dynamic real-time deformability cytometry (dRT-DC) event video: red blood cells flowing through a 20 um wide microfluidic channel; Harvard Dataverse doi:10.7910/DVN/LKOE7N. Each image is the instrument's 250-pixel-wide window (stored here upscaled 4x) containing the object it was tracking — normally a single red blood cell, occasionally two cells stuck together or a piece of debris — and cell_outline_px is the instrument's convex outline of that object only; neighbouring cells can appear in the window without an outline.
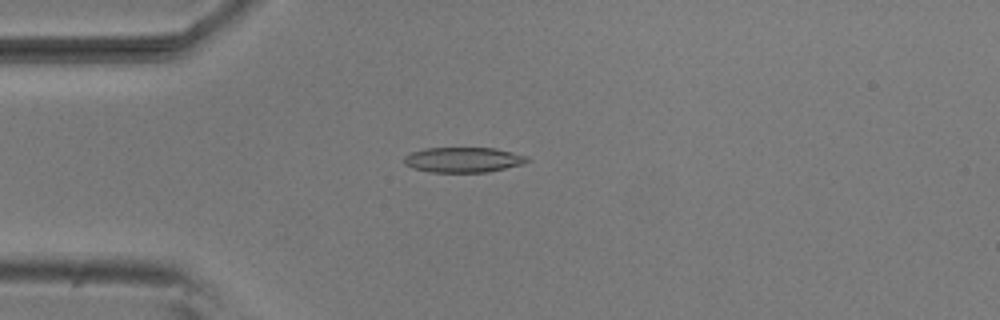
{"species": "common noctule bat (a hibernating species)", "species_latin": "Nyctalus noctula", "temperature_condition": "room temperature", "stored_images_in_passage": 7, "camera_frame_rate_fps": 3000, "um_per_image_px": 0.085, "animal": {"sex": "male", "body_mass_g": 20.5, "forearm_length_mm": 52.5}, "frame": {"image": 1, "passage_image": 4, "time_ms": 1.0, "image_size_px": [1000, 320], "cell_outline_px": [[532, 160], [520, 164], [488, 172], [428, 172], [412, 168], [404, 164], [404, 156], [412, 152], [424, 148], [496, 148], [528, 156]], "centroid_in_image_um": [39.36, 13.58], "position_along_channel_um": 45.6, "area_um2": 18.09}}
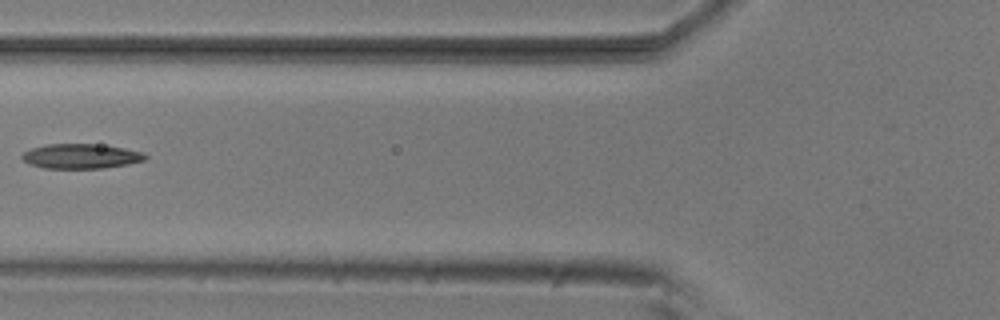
{"frame": {"image": 2, "passage_image": 6, "time_ms": 1.667, "image_size_px": [1000, 320], "cell_outline_px": [[148, 156], [144, 160], [128, 164], [104, 168], [44, 168], [28, 164], [20, 156], [24, 152], [32, 148], [44, 144], [100, 144], [124, 148], [144, 152]], "centroid_in_image_um": [6.88, 13.27], "position_along_channel_um": 118.9, "area_um2": 17.86}}
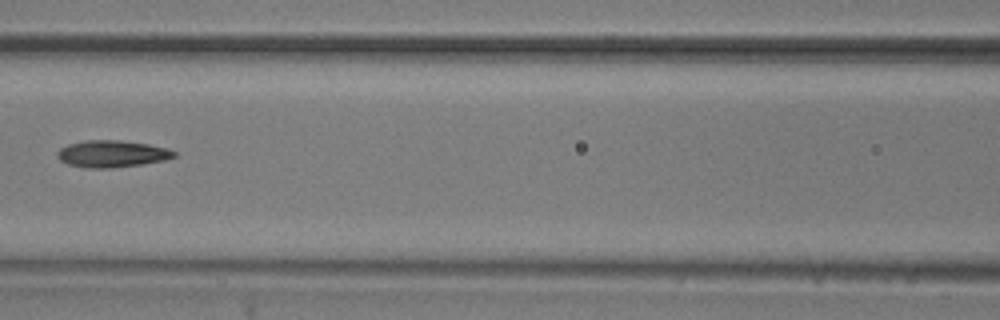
{"frame": {"image": 3, "passage_image": 7, "time_ms": 2.0, "image_size_px": [1000, 320], "cell_outline_px": [[176, 156], [164, 160], [140, 164], [112, 168], [88, 168], [68, 164], [60, 160], [56, 156], [56, 152], [60, 148], [68, 144], [84, 140], [120, 140], [148, 144], [168, 148], [176, 152]], "centroid_in_image_um": [9.49, 13.07], "position_along_channel_um": 157.1, "area_um2": 18.32}}